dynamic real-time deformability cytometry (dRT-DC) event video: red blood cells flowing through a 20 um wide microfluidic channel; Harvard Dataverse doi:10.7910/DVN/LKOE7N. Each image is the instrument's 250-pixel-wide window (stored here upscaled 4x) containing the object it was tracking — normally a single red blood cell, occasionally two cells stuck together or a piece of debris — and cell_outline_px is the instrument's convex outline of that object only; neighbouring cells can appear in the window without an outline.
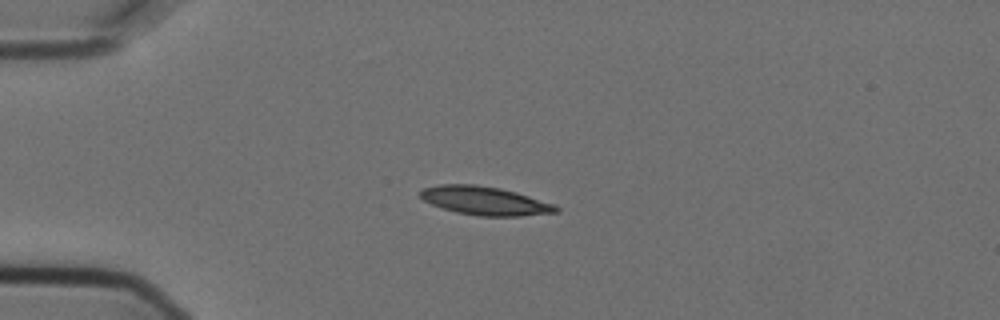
{"species": "Egyptian fruit bat (a non-hibernating species)", "species_latin": "Rousettus aegyptiacus", "temperature_condition": "cold", "stored_images_in_passage": 6, "camera_frame_rate_fps": 3000, "um_per_image_px": 0.085, "animal": {"sex": "female"}, "frame": {"image": 1, "passage_image": 4, "time_ms": 1.0, "image_size_px": [1000, 320], "cell_outline_px": [[560, 212], [520, 216], [480, 216], [456, 212], [432, 204], [424, 200], [420, 196], [420, 192], [424, 188], [440, 184], [476, 184], [500, 188], [516, 192], [556, 204], [560, 208]], "centroid_in_image_um": [41.27, 17.06], "position_along_channel_um": 43.7, "area_um2": 22.6}}
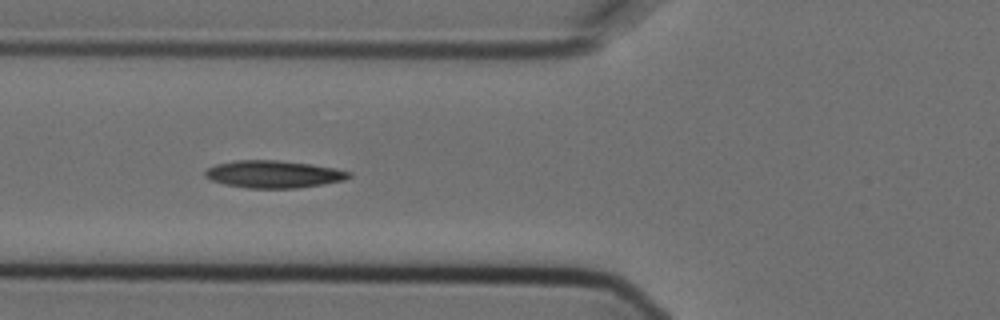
{"frame": {"image": 2, "passage_image": 6, "time_ms": 1.667, "image_size_px": [1000, 320], "cell_outline_px": [[352, 176], [344, 180], [324, 184], [296, 188], [248, 188], [224, 184], [212, 180], [204, 176], [204, 172], [208, 168], [216, 164], [236, 160], [276, 160], [312, 164], [336, 168], [352, 172]], "centroid_in_image_um": [23.28, 14.8], "position_along_channel_um": 102.5, "area_um2": 23.0}}